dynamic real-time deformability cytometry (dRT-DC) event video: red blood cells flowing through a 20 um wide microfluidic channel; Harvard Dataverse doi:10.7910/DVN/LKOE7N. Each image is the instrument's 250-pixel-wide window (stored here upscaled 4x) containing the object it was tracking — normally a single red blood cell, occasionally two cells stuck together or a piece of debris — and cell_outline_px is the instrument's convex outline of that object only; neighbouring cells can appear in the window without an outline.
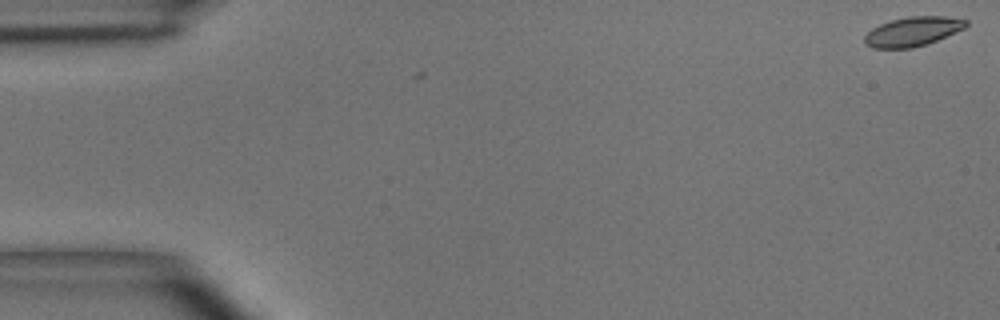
{"species": "common noctule bat (a hibernating species)", "species_latin": "Nyctalus noctula", "temperature_condition": "room temperature", "stored_images_in_passage": 5, "camera_frame_rate_fps": 3000, "um_per_image_px": 0.085, "animal": {"sex": "male", "body_mass_g": 15.6}, "frame": {"image": 1, "passage_image": 1, "time_ms": 0.0, "image_size_px": [1000, 320], "cell_outline_px": [[968, 24], [964, 28], [956, 32], [928, 44], [912, 48], [872, 48], [864, 44], [864, 36], [872, 28], [880, 24], [892, 20], [908, 16], [944, 16], [968, 20]], "centroid_in_image_um": [77.57, 2.68], "position_along_channel_um": 7.4, "area_um2": 17.4}}
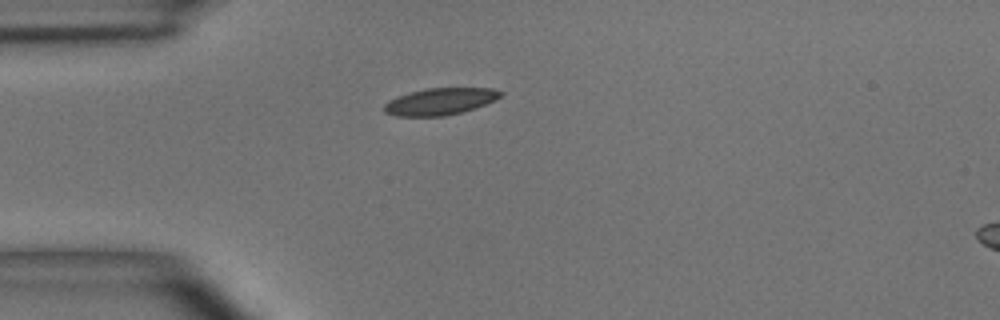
{"frame": {"image": 2, "passage_image": 4, "time_ms": 4.333, "image_size_px": [1000, 320], "cell_outline_px": [[504, 92], [496, 100], [476, 108], [444, 116], [396, 116], [384, 112], [384, 104], [388, 100], [424, 88], [492, 88]], "centroid_in_image_um": [37.42, 8.62], "position_along_channel_um": 47.6, "area_um2": 18.15}}